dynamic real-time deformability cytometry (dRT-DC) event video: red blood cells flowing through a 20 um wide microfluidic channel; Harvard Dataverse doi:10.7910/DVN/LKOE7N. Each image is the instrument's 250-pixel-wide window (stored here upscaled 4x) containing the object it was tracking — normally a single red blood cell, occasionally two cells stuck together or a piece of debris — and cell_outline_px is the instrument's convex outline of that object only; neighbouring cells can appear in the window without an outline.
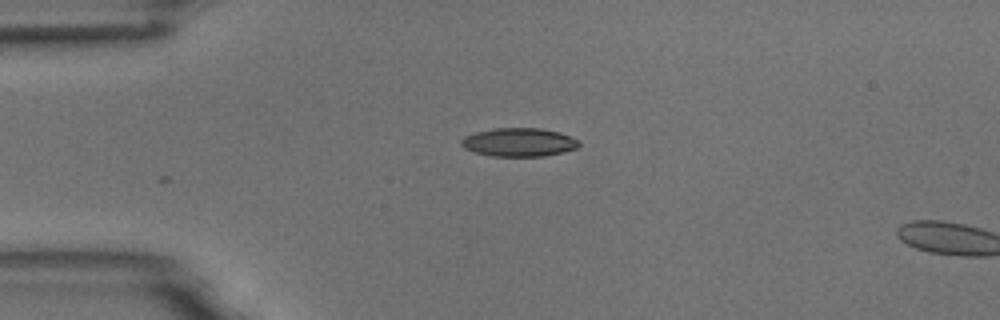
{"species": "common noctule bat (a hibernating species)", "species_latin": "Nyctalus noctula", "temperature_condition": "room temperature", "stored_images_in_passage": 2, "camera_frame_rate_fps": 3000, "um_per_image_px": 0.085, "animal": {"sex": "male", "body_mass_g": 18.8}, "frame": {"image": 1, "passage_image": 2, "time_ms": 1.333, "image_size_px": [1000, 320], "cell_outline_px": [[580, 144], [576, 148], [564, 152], [544, 156], [492, 156], [476, 152], [464, 148], [460, 144], [460, 140], [464, 136], [476, 132], [496, 128], [540, 128], [560, 132], [580, 140]], "centroid_in_image_um": [44.13, 12.09], "position_along_channel_um": 40.9, "area_um2": 19.59}}